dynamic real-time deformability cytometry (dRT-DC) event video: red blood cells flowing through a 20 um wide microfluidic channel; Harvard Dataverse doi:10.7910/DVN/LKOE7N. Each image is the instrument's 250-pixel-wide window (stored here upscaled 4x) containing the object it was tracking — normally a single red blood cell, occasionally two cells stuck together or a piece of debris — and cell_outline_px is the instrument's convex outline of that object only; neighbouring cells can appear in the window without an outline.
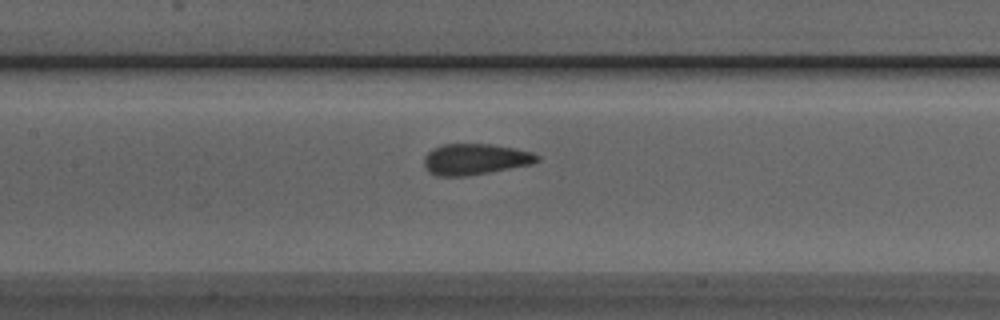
{"species": "Egyptian fruit bat (a non-hibernating species)", "species_latin": "Rousettus aegyptiacus", "temperature_condition": "room temperature", "stored_images_in_passage": 36, "camera_frame_rate_fps": 3000, "um_per_image_px": 0.085, "animal": {"sex": "male"}, "frame": {"image": 1, "passage_image": 18, "time_ms": 5.667, "image_size_px": [1000, 320], "cell_outline_px": [[540, 160], [532, 164], [488, 172], [464, 176], [436, 176], [428, 172], [424, 168], [424, 156], [432, 148], [444, 144], [492, 144], [516, 148], [532, 152], [540, 156]], "centroid_in_image_um": [40.37, 13.53], "position_along_channel_um": 167.0, "area_um2": 20.58}}
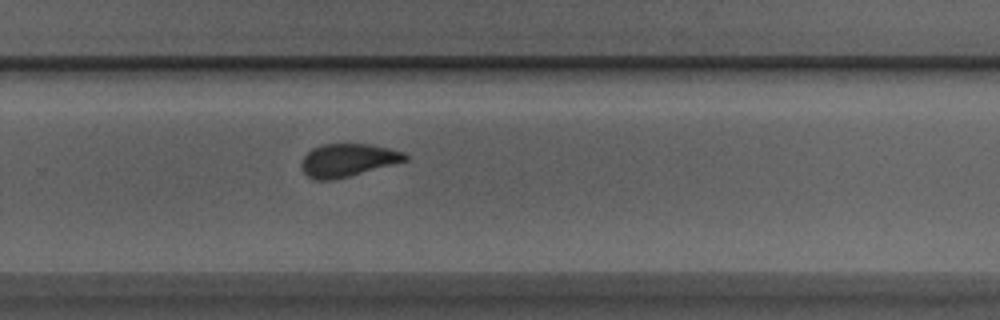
{"frame": {"image": 2, "passage_image": 28, "time_ms": 9.0, "image_size_px": [1000, 320], "cell_outline_px": [[408, 160], [348, 176], [332, 180], [316, 180], [308, 176], [304, 172], [300, 164], [300, 160], [312, 148], [324, 144], [372, 144], [404, 152], [408, 156]], "centroid_in_image_um": [29.54, 13.6], "position_along_channel_um": 300.3, "area_um2": 19.77}}
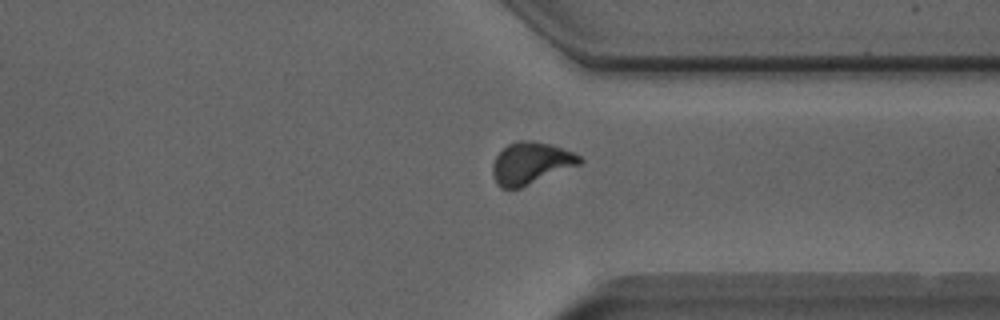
{"frame": {"image": 3, "passage_image": 33, "time_ms": 10.667, "image_size_px": [1000, 320], "cell_outline_px": [[584, 160], [580, 164], [520, 188], [500, 188], [496, 184], [492, 172], [492, 164], [496, 156], [508, 144], [516, 140], [532, 140], [552, 144], [572, 152], [580, 156]], "centroid_in_image_um": [45.1, 13.86], "position_along_channel_um": 366.3, "area_um2": 21.27}}